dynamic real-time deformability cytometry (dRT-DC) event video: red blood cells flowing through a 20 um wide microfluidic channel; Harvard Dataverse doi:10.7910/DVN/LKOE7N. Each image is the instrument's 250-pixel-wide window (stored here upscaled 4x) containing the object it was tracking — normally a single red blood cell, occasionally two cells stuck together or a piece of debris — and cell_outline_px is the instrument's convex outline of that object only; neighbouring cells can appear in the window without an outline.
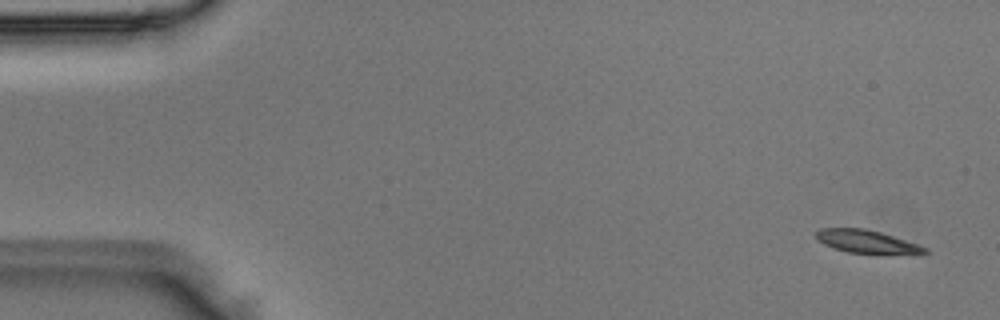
{"species": "Egyptian fruit bat (a non-hibernating species)", "species_latin": "Rousettus aegyptiacus", "temperature_condition": "room temperature", "stored_images_in_passage": 3, "camera_frame_rate_fps": 3000, "um_per_image_px": 0.085, "animal": {"sex": "male"}, "frame": {"image": 1, "passage_image": 1, "time_ms": 0.0, "image_size_px": [1000, 320], "cell_outline_px": [[928, 252], [916, 256], [848, 252], [824, 244], [816, 236], [816, 232], [820, 228], [864, 228], [880, 232], [920, 244], [928, 248]], "centroid_in_image_um": [73.83, 20.57], "position_along_channel_um": 11.2, "area_um2": 14.97}}